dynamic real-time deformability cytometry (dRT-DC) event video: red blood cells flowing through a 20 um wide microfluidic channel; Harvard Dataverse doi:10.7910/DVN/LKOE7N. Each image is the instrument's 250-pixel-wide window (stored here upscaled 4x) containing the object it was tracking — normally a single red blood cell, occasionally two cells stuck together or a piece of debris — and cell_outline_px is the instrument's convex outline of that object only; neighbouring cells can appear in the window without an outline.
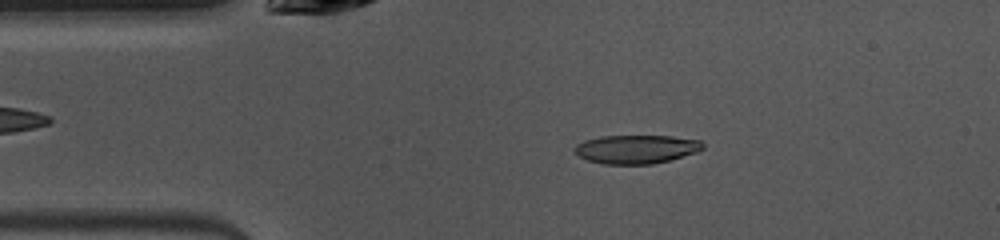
{"species": "common noctule bat (a hibernating species)", "species_latin": "Nyctalus noctula", "temperature_condition": "warm", "stored_images_in_passage": 37, "camera_frame_rate_fps": 3000, "um_per_image_px": 0.085, "animal": {"sex": "female", "body_mass_g": 10.0, "forearm_length_mm": 53.1}, "frame": {"image": 1, "passage_image": 2, "time_ms": 0.333, "image_size_px": [1000, 240], "cell_outline_px": [[704, 148], [696, 152], [668, 160], [652, 164], [604, 164], [588, 160], [572, 152], [572, 148], [576, 144], [584, 140], [600, 136], [672, 136], [700, 140], [704, 144]], "centroid_in_image_um": [54.04, 12.67], "position_along_channel_um": 31.0, "area_um2": 21.44}}
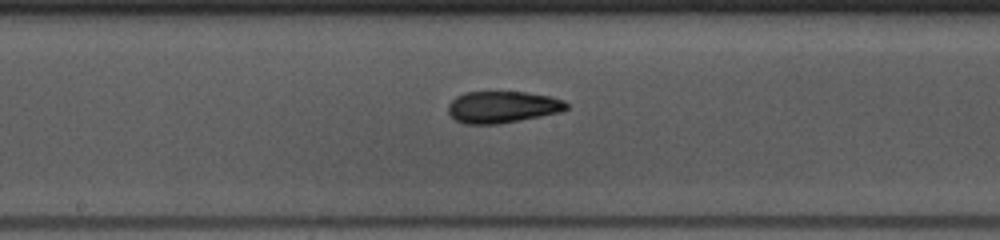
{"frame": {"image": 2, "passage_image": 17, "time_ms": 5.333, "image_size_px": [1000, 240], "cell_outline_px": [[568, 108], [560, 112], [540, 116], [496, 124], [464, 124], [456, 120], [448, 112], [448, 104], [456, 96], [464, 92], [524, 92], [548, 96], [564, 100], [568, 104]], "centroid_in_image_um": [42.68, 9.09], "position_along_channel_um": 205.5, "area_um2": 21.73}}
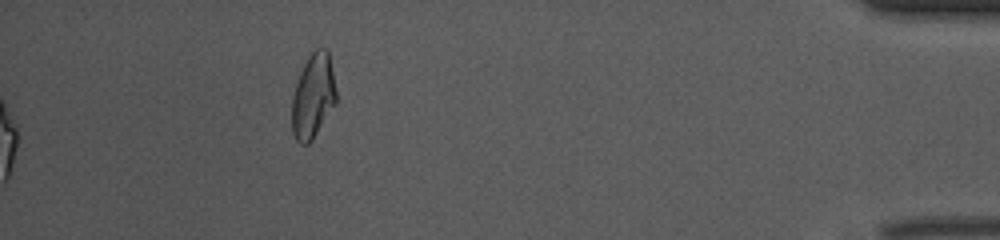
{"frame": {"image": 3, "passage_image": 37, "time_ms": 12.0, "image_size_px": [1000, 240], "cell_outline_px": [[336, 104], [312, 140], [308, 144], [300, 144], [296, 140], [292, 132], [292, 96], [300, 72], [308, 56], [316, 48], [328, 48], [336, 92]], "centroid_in_image_um": [26.61, 8.17], "position_along_channel_um": 408.6, "area_um2": 21.85}, "authors_computed_cell_mechanics": {"area_um2": 21.675, "velocity_mm_per_s": 4.0011, "shape_relaxation_time_tau1_ms": null, "shape_relaxation_time_tau2_ms": 3.0842, "deformation_change_tau1": null, "deformation_change_tau2": 0.0779}}